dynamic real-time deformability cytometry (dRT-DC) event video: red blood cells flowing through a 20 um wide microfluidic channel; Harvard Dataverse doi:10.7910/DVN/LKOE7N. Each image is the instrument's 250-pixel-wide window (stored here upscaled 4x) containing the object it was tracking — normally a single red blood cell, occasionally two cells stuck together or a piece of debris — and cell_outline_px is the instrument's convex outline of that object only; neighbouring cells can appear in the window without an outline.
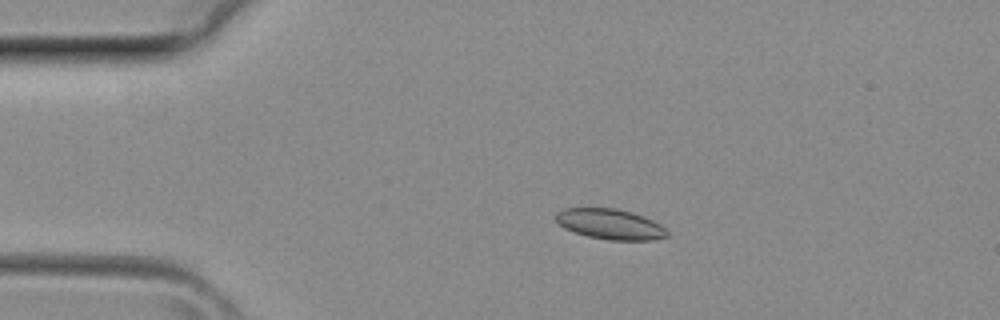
{"species": "common noctule bat (a hibernating species)", "species_latin": "Nyctalus noctula", "temperature_condition": "room temperature", "stored_images_in_passage": 38, "camera_frame_rate_fps": 3000, "um_per_image_px": 0.085, "animal": {"sex": "female", "body_mass_g": 29.2, "forearm_length_mm": 56.3}, "frame": {"image": 1, "passage_image": 7, "time_ms": 2.0, "image_size_px": [1000, 320], "cell_outline_px": [[668, 236], [652, 240], [608, 240], [588, 236], [564, 228], [556, 220], [556, 212], [564, 208], [616, 208], [632, 212], [652, 220], [668, 228]], "centroid_in_image_um": [51.89, 19.05], "position_along_channel_um": 33.1, "area_um2": 19.71}}
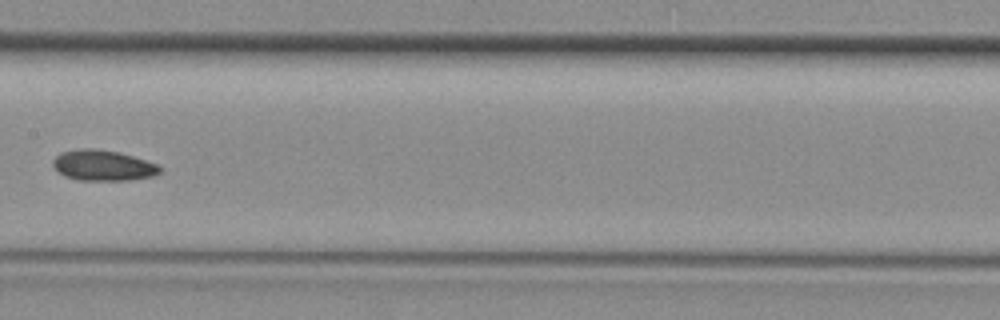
{"frame": {"image": 2, "passage_image": 19, "time_ms": 6.0, "image_size_px": [1000, 320], "cell_outline_px": [[160, 172], [152, 176], [128, 180], [80, 180], [64, 176], [52, 164], [52, 160], [60, 152], [80, 148], [96, 148], [120, 152], [156, 164], [160, 168]], "centroid_in_image_um": [8.71, 14.05], "position_along_channel_um": 198.7, "area_um2": 18.96}}
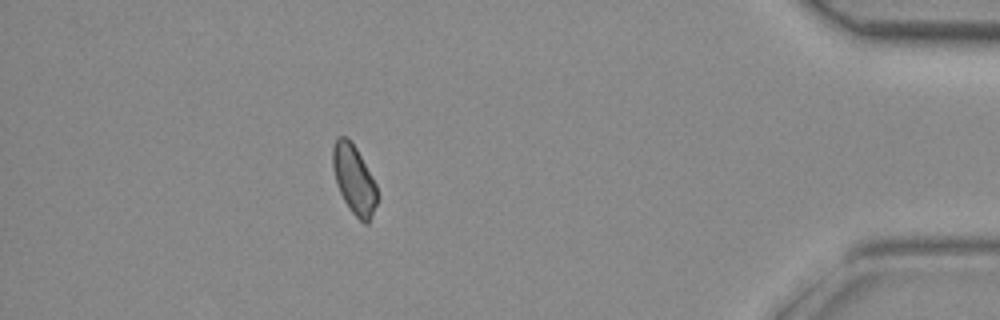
{"frame": {"image": 3, "passage_image": 34, "time_ms": 11.0, "image_size_px": [1000, 320], "cell_outline_px": [[380, 196], [368, 224], [364, 224], [348, 208], [340, 192], [336, 180], [332, 164], [332, 148], [336, 136], [348, 136], [356, 148], [376, 184]], "centroid_in_image_um": [30.1, 15.25], "position_along_channel_um": 405.1, "area_um2": 17.98}}